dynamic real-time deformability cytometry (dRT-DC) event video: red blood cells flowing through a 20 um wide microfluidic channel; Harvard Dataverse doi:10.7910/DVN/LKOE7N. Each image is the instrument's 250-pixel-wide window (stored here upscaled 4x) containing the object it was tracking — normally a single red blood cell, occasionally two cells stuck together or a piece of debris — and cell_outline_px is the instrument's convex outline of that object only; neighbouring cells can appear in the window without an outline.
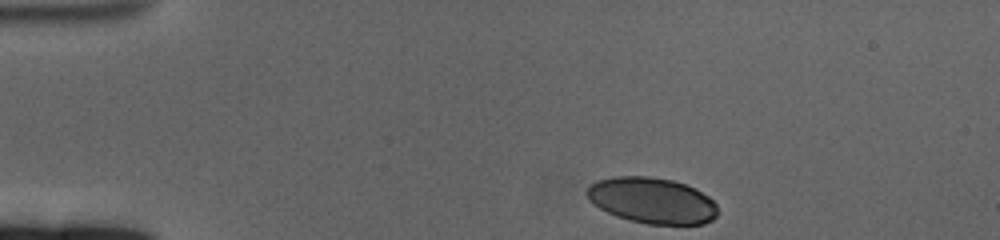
{"species": "human", "species_latin": "Homo sapiens", "temperature_condition": "cold", "stored_images_in_passage": 45, "camera_frame_rate_fps": 3000, "um_per_image_px": 0.085, "donor": {"sex": "female"}, "frame": {"image": 1, "passage_image": 1, "time_ms": 0.0, "image_size_px": [1000, 240], "cell_outline_px": [[716, 216], [712, 220], [704, 224], [648, 224], [616, 216], [592, 204], [588, 200], [584, 192], [596, 180], [616, 176], [648, 176], [672, 180], [696, 188], [708, 196], [716, 204]], "centroid_in_image_um": [55.4, 17.03], "position_along_channel_um": 29.6, "area_um2": 35.03}}
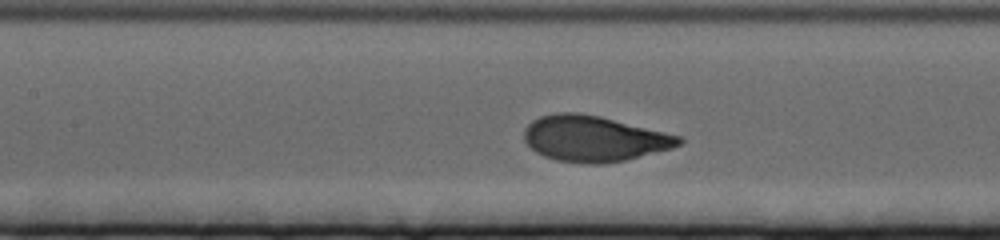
{"frame": {"image": 2, "passage_image": 19, "time_ms": 6.0, "image_size_px": [1000, 240], "cell_outline_px": [[684, 140], [680, 144], [672, 148], [624, 160], [604, 164], [584, 164], [556, 160], [544, 156], [536, 152], [524, 140], [524, 128], [532, 120], [540, 116], [556, 112], [580, 112], [600, 116], [684, 136]], "centroid_in_image_um": [50.49, 11.77], "position_along_channel_um": 156.9, "area_um2": 41.56}}
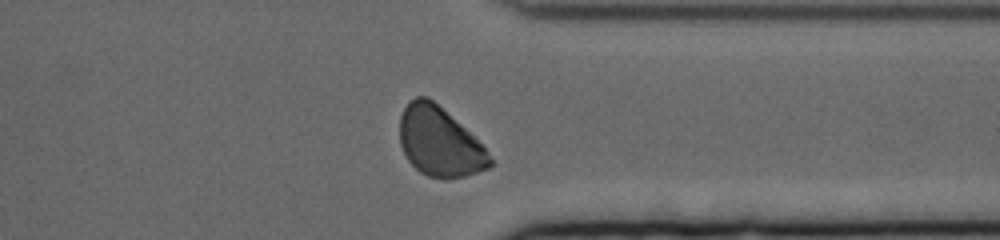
{"frame": {"image": 3, "passage_image": 39, "time_ms": 12.667, "image_size_px": [1000, 240], "cell_outline_px": [[492, 164], [488, 168], [464, 176], [444, 180], [428, 176], [420, 172], [408, 160], [400, 144], [400, 116], [404, 108], [416, 96], [428, 96], [460, 124], [488, 152], [492, 160]], "centroid_in_image_um": [37.33, 12.08], "position_along_channel_um": 374.1, "area_um2": 35.89}, "authors_computed_cell_mechanics": {"area_um2": 38.2636, "velocity_mm_per_s": 3.2857, "shape_relaxation_time_tau1_ms": 3.8164, "shape_relaxation_time_tau2_ms": null, "deformation_change_tau1": 0.2002, "deformation_change_tau2": null}}